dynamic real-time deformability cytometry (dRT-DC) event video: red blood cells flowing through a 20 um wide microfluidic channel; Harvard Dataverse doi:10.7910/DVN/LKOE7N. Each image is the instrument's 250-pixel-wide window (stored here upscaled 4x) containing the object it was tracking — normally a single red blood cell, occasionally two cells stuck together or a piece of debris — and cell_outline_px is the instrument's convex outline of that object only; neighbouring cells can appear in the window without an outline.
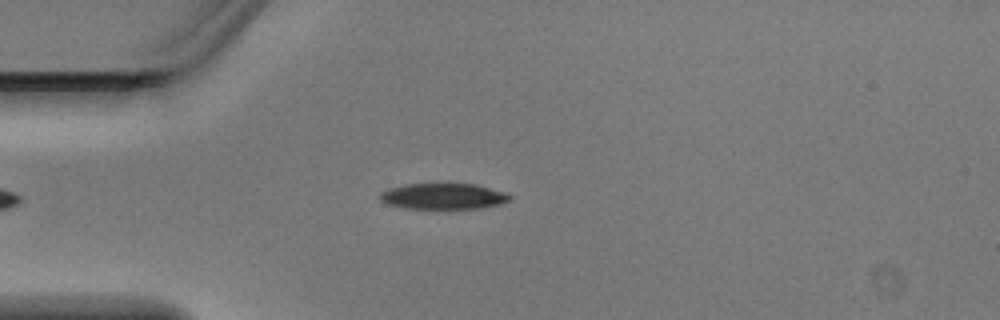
{"species": "Egyptian fruit bat (a non-hibernating species)", "species_latin": "Rousettus aegyptiacus", "temperature_condition": "warm", "stored_images_in_passage": 4, "camera_frame_rate_fps": 3000, "um_per_image_px": 0.085, "animal": {"sex": "male"}, "frame": {"image": 1, "passage_image": 4, "time_ms": 1.0, "image_size_px": [1000, 320], "cell_outline_px": [[512, 196], [508, 200], [500, 204], [480, 208], [404, 208], [388, 204], [380, 200], [376, 196], [380, 192], [388, 188], [404, 184], [440, 180], [476, 184], [508, 192]], "centroid_in_image_um": [37.64, 16.61], "position_along_channel_um": 47.4, "area_um2": 20.75}}